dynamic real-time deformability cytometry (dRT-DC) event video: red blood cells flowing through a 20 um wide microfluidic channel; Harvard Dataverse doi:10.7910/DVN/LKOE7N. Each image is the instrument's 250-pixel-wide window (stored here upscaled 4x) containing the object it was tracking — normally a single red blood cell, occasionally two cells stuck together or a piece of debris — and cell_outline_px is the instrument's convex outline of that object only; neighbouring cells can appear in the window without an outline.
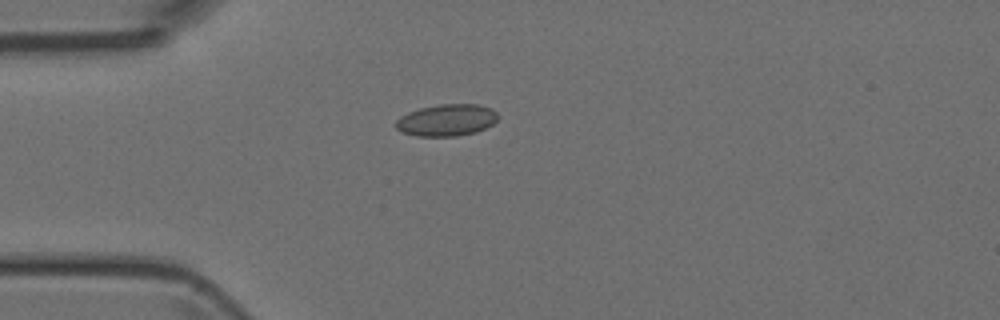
{"species": "Egyptian fruit bat (a non-hibernating species)", "species_latin": "Rousettus aegyptiacus", "temperature_condition": "room temperature", "stored_images_in_passage": 1, "camera_frame_rate_fps": 3000, "um_per_image_px": 0.085, "animal": {"sex": "female"}, "frame": {"image": 1, "passage_image": 1, "time_ms": 0.0, "image_size_px": [1000, 320], "cell_outline_px": [[500, 116], [492, 124], [476, 132], [456, 136], [416, 136], [400, 132], [396, 128], [396, 120], [400, 116], [408, 112], [420, 108], [440, 104], [476, 104], [492, 108]], "centroid_in_image_um": [37.95, 10.21], "position_along_channel_um": 47.0, "area_um2": 19.02}}